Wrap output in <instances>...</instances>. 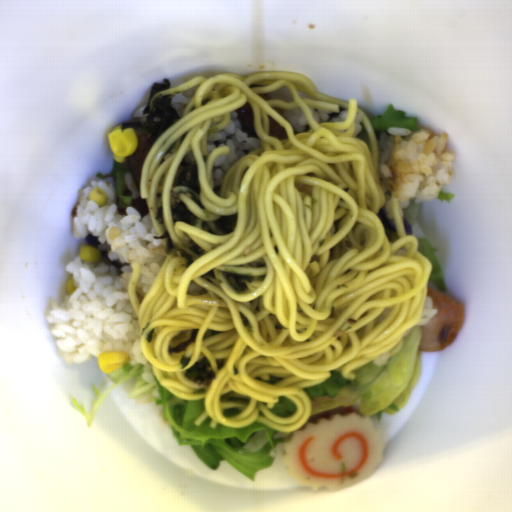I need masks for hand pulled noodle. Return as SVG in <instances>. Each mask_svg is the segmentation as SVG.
Returning a JSON list of instances; mask_svg holds the SVG:
<instances>
[{
    "label": "hand pulled noodle",
    "instance_id": "hand-pulled-noodle-1",
    "mask_svg": "<svg viewBox=\"0 0 512 512\" xmlns=\"http://www.w3.org/2000/svg\"><path fill=\"white\" fill-rule=\"evenodd\" d=\"M197 85L179 120L150 148L139 186L158 236L168 232L181 249L200 246L204 255L186 267L185 257L167 253L142 302L141 265L131 263L127 292L140 346L165 389L183 400L203 399L195 426L211 418L213 430L262 423L294 433L311 416L305 388L331 371L354 380L353 370L403 349L406 332L422 317L433 265L407 234L395 197L398 239L386 234L378 216L386 198L376 131L358 99L344 101L307 76L274 71L199 75L156 97ZM283 86L294 102L260 96ZM247 102L262 145L238 160L214 193L212 165L229 148L208 153L206 139ZM299 107L309 123L300 134L278 111ZM311 107H344L347 120L316 123ZM270 116L285 128V141L270 137ZM186 155L197 161L204 209L185 186L174 185ZM180 202L198 217L196 227L172 222L170 207ZM236 213L233 232L203 231L204 220ZM229 270L250 272L253 283L236 293L222 275ZM203 357L215 379L196 385L186 371ZM282 395L297 406L293 416L272 415Z\"/></svg>",
    "mask_w": 512,
    "mask_h": 512
}]
</instances>
